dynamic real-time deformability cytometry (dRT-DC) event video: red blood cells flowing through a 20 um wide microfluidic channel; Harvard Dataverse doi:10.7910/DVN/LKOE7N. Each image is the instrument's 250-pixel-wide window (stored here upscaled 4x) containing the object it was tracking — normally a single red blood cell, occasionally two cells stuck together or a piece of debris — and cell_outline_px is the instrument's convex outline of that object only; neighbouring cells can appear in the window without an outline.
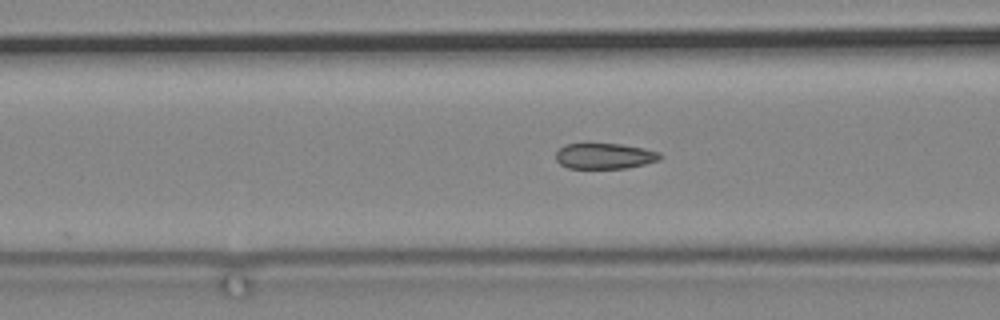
{"species": "common noctule bat (a hibernating species)", "species_latin": "Nyctalus noctula", "temperature_condition": "cold", "stored_images_in_passage": 70, "camera_frame_rate_fps": 3000, "um_per_image_px": 0.085, "animal": {"sex": "male", "body_mass_g": 19.2, "forearm_length_mm": 51.8}, "frame": {"image": 1, "passage_image": 31, "time_ms": 10.0, "image_size_px": [1000, 320], "cell_outline_px": [[664, 156], [660, 160], [644, 164], [624, 168], [568, 168], [560, 164], [556, 160], [556, 152], [564, 144], [588, 140], [620, 144], [644, 148], [660, 152]], "centroid_in_image_um": [51.35, 13.2], "position_along_channel_um": 115.2, "area_um2": 16.42}}
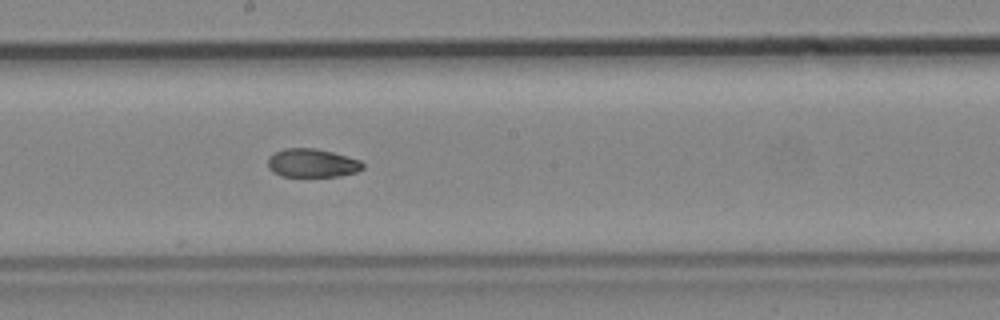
{"frame": {"image": 2, "passage_image": 41, "time_ms": 13.333, "image_size_px": [1000, 320], "cell_outline_px": [[364, 168], [356, 172], [340, 176], [280, 176], [272, 172], [268, 168], [268, 156], [284, 148], [316, 148], [332, 152], [360, 160], [364, 164]], "centroid_in_image_um": [26.51, 13.86], "position_along_channel_um": 221.7, "area_um2": 15.84}}
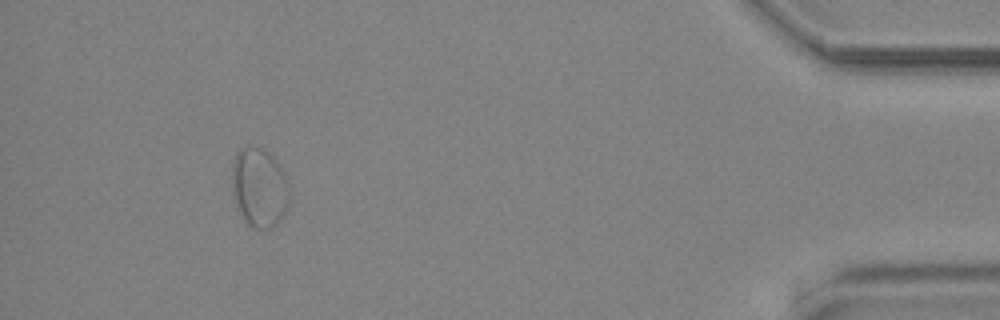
{"frame": {"image": 3, "passage_image": 65, "time_ms": 21.333, "image_size_px": [1000, 320], "cell_outline_px": [[288, 204], [284, 216], [272, 228], [256, 228], [248, 224], [240, 216], [232, 192], [232, 164], [236, 152], [240, 148], [248, 144], [260, 148], [268, 152], [272, 156], [280, 168], [288, 184]], "centroid_in_image_um": [22.0, 15.93], "position_along_channel_um": 413.2, "area_um2": 26.59}}